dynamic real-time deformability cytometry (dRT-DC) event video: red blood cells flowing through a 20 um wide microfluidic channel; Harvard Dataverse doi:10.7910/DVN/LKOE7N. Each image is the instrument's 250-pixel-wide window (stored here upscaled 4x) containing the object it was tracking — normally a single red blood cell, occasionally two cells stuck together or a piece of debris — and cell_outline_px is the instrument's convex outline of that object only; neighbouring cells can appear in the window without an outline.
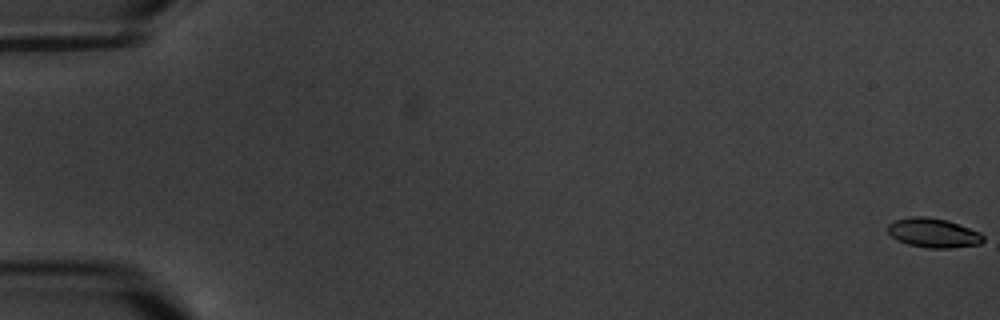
{"species": "common noctule bat (a hibernating species)", "species_latin": "Nyctalus noctula", "temperature_condition": "warm", "stored_images_in_passage": 5, "camera_frame_rate_fps": 3000, "um_per_image_px": 0.085, "animal": {"sex": "male", "body_mass_g": 20.1, "forearm_length_mm": 53.5}, "frame": {"image": 1, "passage_image": 1, "time_ms": 0.0, "image_size_px": [1000, 320], "cell_outline_px": [[984, 240], [980, 244], [952, 248], [928, 248], [908, 244], [892, 236], [888, 232], [888, 224], [896, 220], [912, 216], [924, 216], [948, 220], [980, 232], [984, 236]], "centroid_in_image_um": [79.37, 19.79], "position_along_channel_um": 5.6, "area_um2": 16.24}}